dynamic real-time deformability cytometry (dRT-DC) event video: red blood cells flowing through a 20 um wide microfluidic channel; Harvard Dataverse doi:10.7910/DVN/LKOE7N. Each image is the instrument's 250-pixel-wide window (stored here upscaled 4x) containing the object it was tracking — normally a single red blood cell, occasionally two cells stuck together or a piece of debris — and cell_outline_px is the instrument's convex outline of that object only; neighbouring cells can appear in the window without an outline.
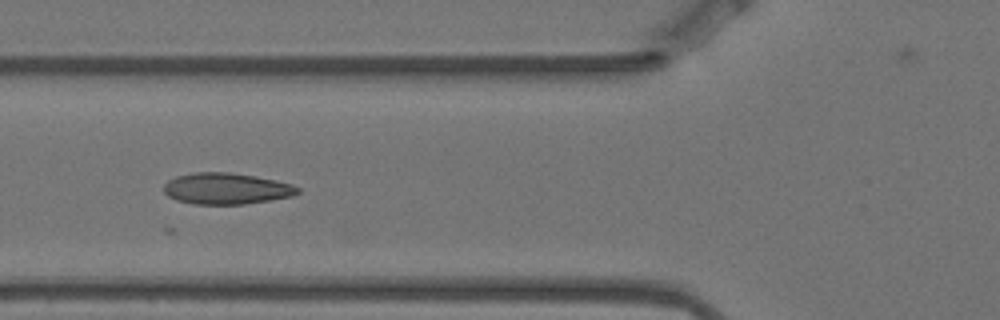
{"species": "Egyptian fruit bat (a non-hibernating species)", "species_latin": "Rousettus aegyptiacus", "temperature_condition": "warm", "stored_images_in_passage": 5, "camera_frame_rate_fps": 3000, "um_per_image_px": 0.085, "animal": {"sex": "female"}, "frame": {"image": 1, "passage_image": 5, "time_ms": 1.333, "image_size_px": [1000, 320], "cell_outline_px": [[300, 192], [292, 196], [244, 204], [192, 204], [176, 200], [168, 196], [164, 192], [164, 184], [168, 180], [176, 176], [196, 172], [228, 172], [256, 176], [292, 184], [300, 188]], "centroid_in_image_um": [19.22, 16.03], "position_along_channel_um": 106.6, "area_um2": 24.39}}